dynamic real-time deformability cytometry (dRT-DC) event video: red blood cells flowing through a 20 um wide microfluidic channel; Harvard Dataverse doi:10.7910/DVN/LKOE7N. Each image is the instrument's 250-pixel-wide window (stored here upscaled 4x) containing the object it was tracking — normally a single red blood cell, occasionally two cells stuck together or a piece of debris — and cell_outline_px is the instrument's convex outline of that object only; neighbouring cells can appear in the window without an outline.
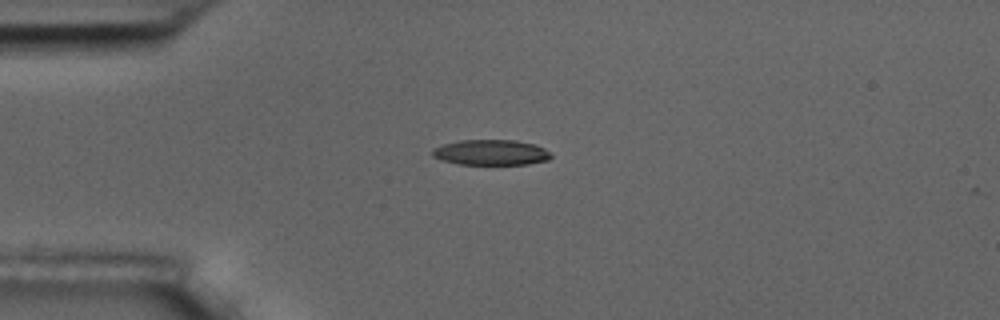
{"species": "common noctule bat (a hibernating species)", "species_latin": "Nyctalus noctula", "temperature_condition": "room temperature", "stored_images_in_passage": 4, "camera_frame_rate_fps": 3000, "um_per_image_px": 0.085, "animal": {"sex": "male", "body_mass_g": 17.5, "forearm_length_mm": 52.3}, "frame": {"image": 1, "passage_image": 2, "time_ms": 1.333, "image_size_px": [1000, 320], "cell_outline_px": [[552, 156], [548, 160], [528, 164], [460, 164], [444, 160], [432, 156], [432, 148], [444, 144], [460, 140], [516, 140], [536, 144], [552, 152]], "centroid_in_image_um": [41.78, 12.95], "position_along_channel_um": 43.2, "area_um2": 17.63}}